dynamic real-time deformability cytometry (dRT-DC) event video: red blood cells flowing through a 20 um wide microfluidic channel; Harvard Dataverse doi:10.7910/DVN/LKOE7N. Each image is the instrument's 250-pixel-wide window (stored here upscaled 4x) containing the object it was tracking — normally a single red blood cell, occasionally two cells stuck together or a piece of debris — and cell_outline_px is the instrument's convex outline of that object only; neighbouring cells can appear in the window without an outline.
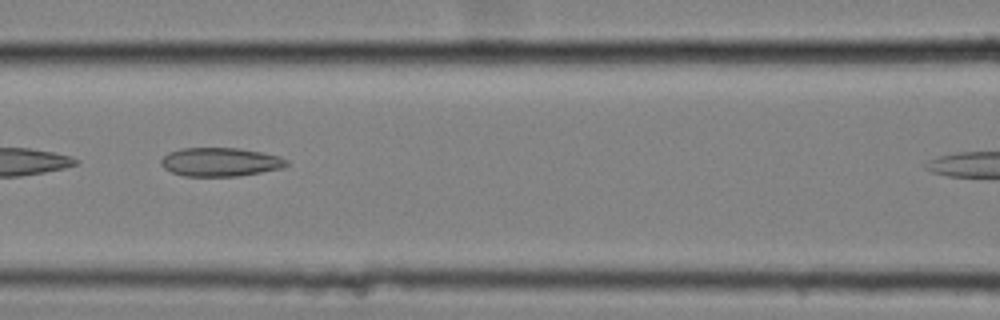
{"species": "common noctule bat (a hibernating species)", "species_latin": "Nyctalus noctula", "temperature_condition": "cold", "stored_images_in_passage": 14, "camera_frame_rate_fps": 3000, "um_per_image_px": 0.085, "animal": {"sex": "female", "body_mass_g": 25.1}, "frame": {"image": 1, "passage_image": 7, "time_ms": 2.0, "image_size_px": [1000, 320], "cell_outline_px": [[288, 164], [280, 168], [260, 172], [236, 176], [184, 176], [172, 172], [164, 168], [160, 164], [160, 160], [168, 152], [180, 148], [240, 148], [280, 156], [288, 160]], "centroid_in_image_um": [18.69, 13.76], "position_along_channel_um": 147.9, "area_um2": 20.92}}